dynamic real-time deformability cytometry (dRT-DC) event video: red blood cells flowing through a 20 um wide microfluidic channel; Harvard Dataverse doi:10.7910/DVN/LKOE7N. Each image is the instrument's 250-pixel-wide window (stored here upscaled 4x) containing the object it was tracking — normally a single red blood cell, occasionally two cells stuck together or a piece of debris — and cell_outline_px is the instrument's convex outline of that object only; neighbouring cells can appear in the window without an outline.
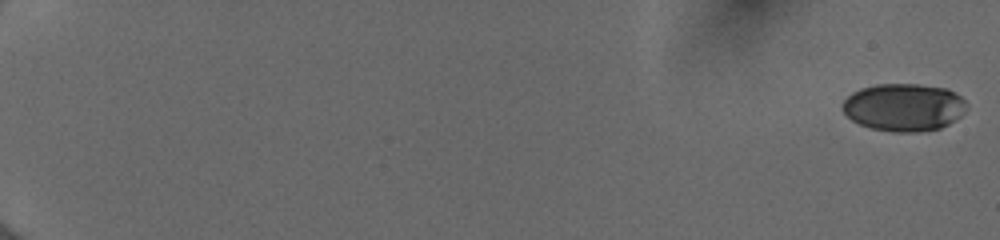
{"species": "human", "species_latin": "Homo sapiens", "temperature_condition": "cold", "stored_images_in_passage": 53, "camera_frame_rate_fps": 3000, "um_per_image_px": 0.085, "donor": {"sex": "female"}, "frame": {"image": 1, "passage_image": 1, "time_ms": 0.0, "image_size_px": [1000, 240], "cell_outline_px": [[968, 108], [960, 116], [948, 124], [940, 128], [920, 132], [892, 132], [872, 128], [860, 124], [852, 120], [840, 108], [840, 104], [852, 92], [860, 88], [876, 84], [916, 84], [948, 88], [960, 96], [968, 104]], "centroid_in_image_um": [76.82, 9.11], "position_along_channel_um": 8.2, "area_um2": 34.74}}
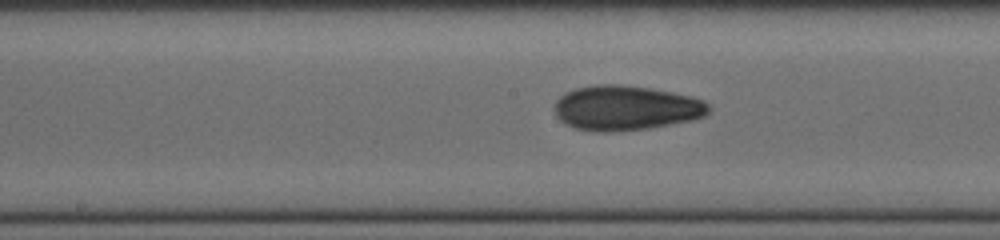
{"frame": {"image": 2, "passage_image": 32, "time_ms": 10.333, "image_size_px": [1000, 240], "cell_outline_px": [[712, 108], [704, 116], [692, 120], [648, 128], [612, 132], [592, 132], [576, 128], [564, 124], [556, 116], [556, 100], [564, 92], [576, 88], [596, 84], [620, 84], [652, 88], [692, 96], [704, 100]], "centroid_in_image_um": [53.2, 9.17], "position_along_channel_um": 195.0, "area_um2": 40.58}}
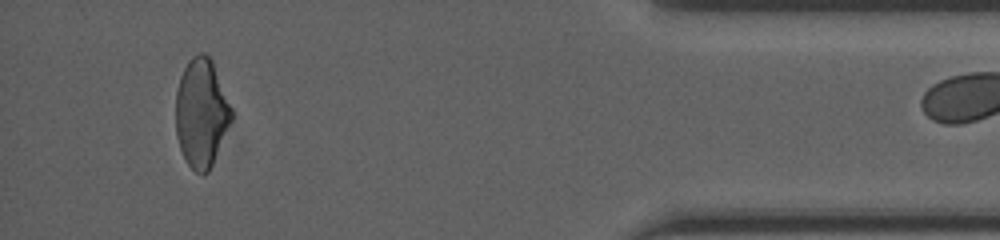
{"frame": {"image": 3, "passage_image": 52, "time_ms": 17.0, "image_size_px": [1000, 240], "cell_outline_px": [[232, 120], [212, 164], [208, 172], [204, 176], [196, 172], [184, 160], [176, 136], [176, 92], [180, 76], [188, 60], [192, 56], [200, 52], [204, 52], [212, 60], [232, 108]], "centroid_in_image_um": [17.11, 9.6], "position_along_channel_um": 418.1, "area_um2": 35.37}}